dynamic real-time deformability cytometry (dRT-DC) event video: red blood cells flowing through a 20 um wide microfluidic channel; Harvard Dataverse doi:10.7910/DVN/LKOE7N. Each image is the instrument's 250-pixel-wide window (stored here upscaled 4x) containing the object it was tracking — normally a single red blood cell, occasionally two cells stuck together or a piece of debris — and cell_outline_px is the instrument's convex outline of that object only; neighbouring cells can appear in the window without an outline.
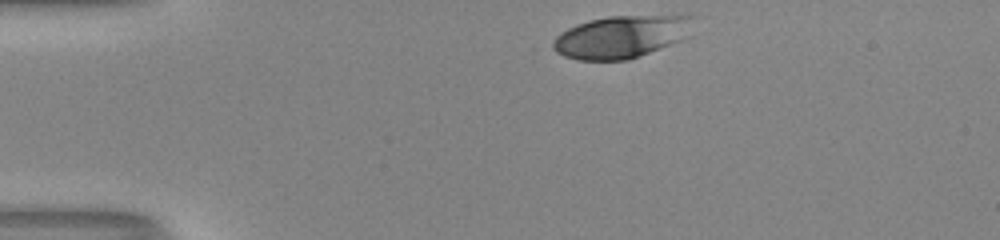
{"species": "human", "species_latin": "Homo sapiens", "temperature_condition": "room temperature", "stored_images_in_passage": 33, "camera_frame_rate_fps": 3000, "um_per_image_px": 0.085, "donor": {"sex": "male"}, "frame": {"image": 1, "passage_image": 1, "time_ms": 0.0, "image_size_px": [1000, 240], "cell_outline_px": [[696, 16], [680, 40], [640, 56], [628, 60], [580, 60], [564, 56], [548, 48], [556, 36], [560, 32], [576, 24], [588, 20], [608, 16]], "centroid_in_image_um": [52.67, 3.13], "position_along_channel_um": 32.3, "area_um2": 34.33}}
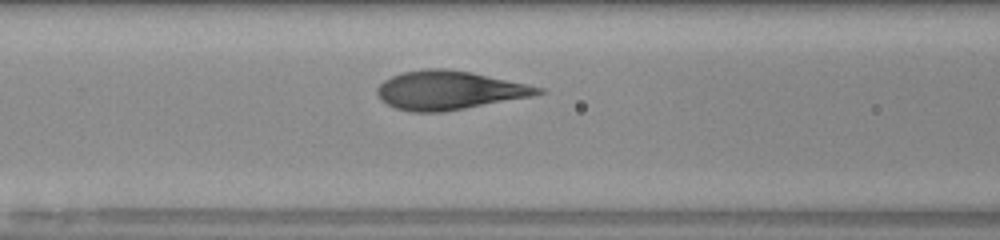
{"frame": {"image": 2, "passage_image": 13, "time_ms": 4.0, "image_size_px": [1000, 240], "cell_outline_px": [[544, 92], [532, 96], [444, 112], [412, 112], [396, 108], [380, 100], [376, 92], [376, 88], [384, 80], [392, 76], [404, 72], [424, 68], [448, 68], [472, 72], [544, 88]], "centroid_in_image_um": [38.14, 7.67], "position_along_channel_um": 128.5, "area_um2": 36.24}}
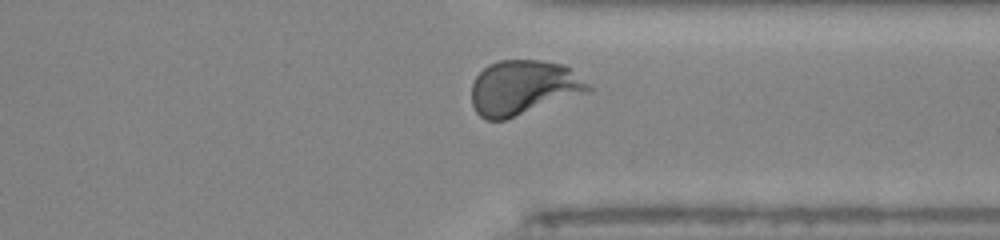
{"frame": {"image": 3, "passage_image": 31, "time_ms": 10.0, "image_size_px": [1000, 240], "cell_outline_px": [[592, 92], [504, 120], [484, 120], [476, 112], [472, 104], [472, 84], [476, 76], [488, 64], [500, 60], [540, 60], [564, 64], [588, 84], [592, 88]], "centroid_in_image_um": [44.49, 7.46], "position_along_channel_um": 366.9, "area_um2": 37.4}, "authors_computed_cell_mechanics": {"area_um2": 36.125, "velocity_mm_per_s": 3.9772, "shape_relaxation_time_tau1_ms": 3.4128, "shape_relaxation_time_tau2_ms": null, "deformation_change_tau1": 0.1923, "deformation_change_tau2": null}}